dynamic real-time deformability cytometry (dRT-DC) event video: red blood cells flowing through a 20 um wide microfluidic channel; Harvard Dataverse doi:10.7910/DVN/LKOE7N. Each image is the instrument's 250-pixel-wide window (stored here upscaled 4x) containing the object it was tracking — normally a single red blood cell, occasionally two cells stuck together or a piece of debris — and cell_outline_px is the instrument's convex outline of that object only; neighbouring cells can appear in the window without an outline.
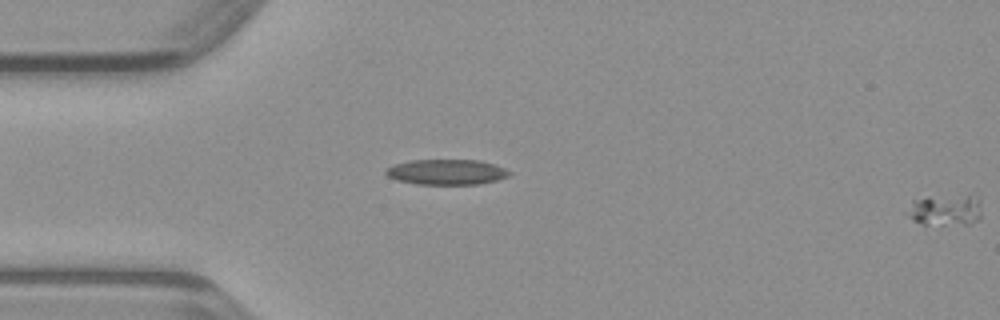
{"species": "common noctule bat (a hibernating species)", "species_latin": "Nyctalus noctula", "temperature_condition": "warm", "stored_images_in_passage": 13, "segment_of_instrument_passage": [2, 2], "camera_frame_rate_fps": 3000, "um_per_image_px": 0.085, "animal": {"sex": "male", "body_mass_g": 23.1, "forearm_length_mm": 52.7}, "frame": {"image": 1, "passage_image": 13, "time_ms": 4.0, "image_size_px": [1000, 320], "cell_outline_px": [[980, 220], [968, 224], [924, 224], [912, 220], [908, 216], [912, 200], [928, 196], [968, 196], [980, 200]], "centroid_in_image_um": [80.35, 17.86], "position_along_channel_um": 4.6, "area_um2": 13.29}}